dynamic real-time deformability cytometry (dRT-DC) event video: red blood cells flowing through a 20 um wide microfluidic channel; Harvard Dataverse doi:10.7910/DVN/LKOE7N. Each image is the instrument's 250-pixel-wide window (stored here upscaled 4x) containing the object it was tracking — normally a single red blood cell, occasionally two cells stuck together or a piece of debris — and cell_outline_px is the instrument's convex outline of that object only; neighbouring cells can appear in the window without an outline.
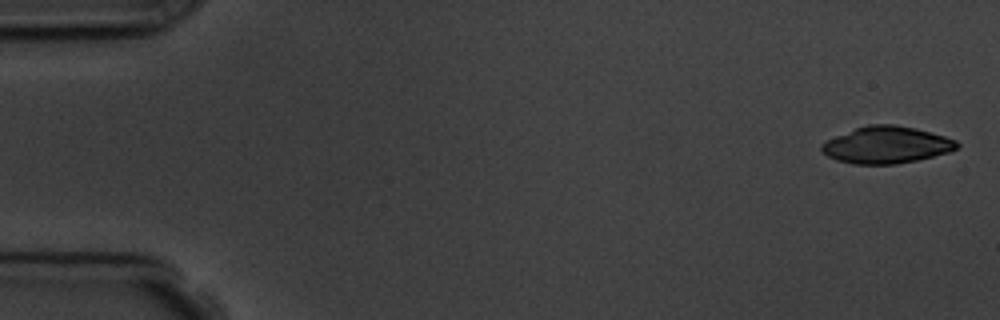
{"species": "common noctule bat (a hibernating species)", "species_latin": "Nyctalus noctula", "temperature_condition": "room temperature", "stored_images_in_passage": 5, "camera_frame_rate_fps": 3000, "um_per_image_px": 0.085, "animal": {"sex": "male", "body_mass_g": 19.5, "forearm_length_mm": 54.6}, "frame": {"image": 1, "passage_image": 1, "time_ms": 0.0, "image_size_px": [1000, 320], "cell_outline_px": [[960, 144], [956, 148], [948, 152], [916, 160], [896, 164], [852, 164], [836, 160], [828, 156], [820, 148], [820, 144], [836, 136], [856, 128], [868, 124], [896, 124], [916, 128], [944, 136], [956, 140]], "centroid_in_image_um": [75.34, 12.31], "position_along_channel_um": 9.7, "area_um2": 28.9}}